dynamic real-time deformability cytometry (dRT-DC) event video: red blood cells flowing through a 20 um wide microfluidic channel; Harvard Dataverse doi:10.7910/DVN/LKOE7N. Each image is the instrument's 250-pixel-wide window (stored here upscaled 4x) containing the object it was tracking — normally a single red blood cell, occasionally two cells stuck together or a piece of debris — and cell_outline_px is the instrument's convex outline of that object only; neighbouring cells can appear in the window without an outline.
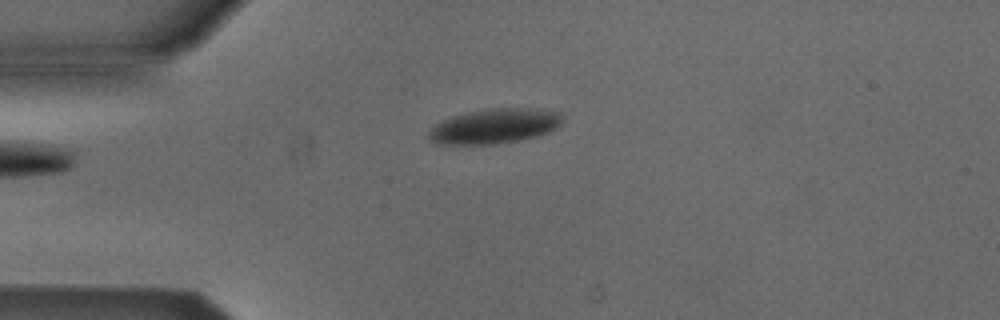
{"species": "Egyptian fruit bat (a non-hibernating species)", "species_latin": "Rousettus aegyptiacus", "temperature_condition": "cold", "stored_images_in_passage": 1, "camera_frame_rate_fps": 3000, "um_per_image_px": 0.085, "animal": {"sex": "male"}, "frame": {"image": 1, "passage_image": 1, "time_ms": 0.0, "image_size_px": [1000, 320], "cell_outline_px": [[564, 120], [556, 128], [548, 132], [536, 136], [520, 140], [492, 144], [436, 144], [428, 136], [428, 132], [436, 124], [452, 116], [468, 112], [488, 108], [540, 108], [560, 112], [564, 116]], "centroid_in_image_um": [42.09, 10.7], "position_along_channel_um": 42.9, "area_um2": 27.22}}